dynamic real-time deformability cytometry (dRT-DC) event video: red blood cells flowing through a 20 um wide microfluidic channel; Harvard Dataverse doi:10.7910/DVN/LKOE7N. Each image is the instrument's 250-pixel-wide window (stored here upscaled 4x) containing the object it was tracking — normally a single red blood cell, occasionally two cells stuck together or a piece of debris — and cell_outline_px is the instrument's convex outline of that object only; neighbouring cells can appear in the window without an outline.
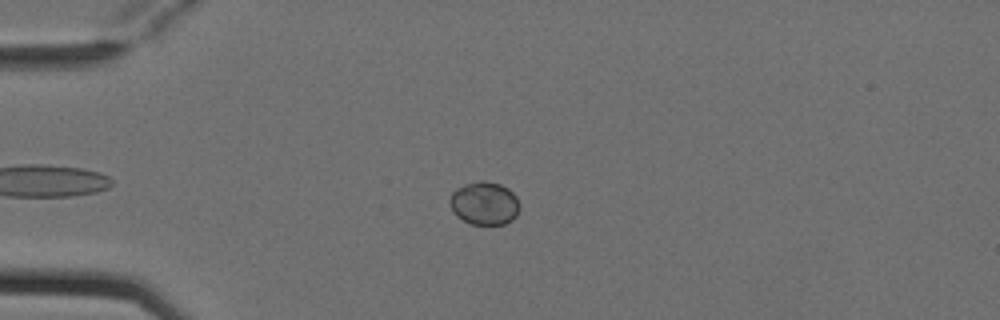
{"species": "Egyptian fruit bat (a non-hibernating species)", "species_latin": "Rousettus aegyptiacus", "temperature_condition": "cold", "stored_images_in_passage": 8, "camera_frame_rate_fps": 3000, "um_per_image_px": 0.085, "animal": {"sex": "female"}, "frame": {"image": 1, "passage_image": 4, "time_ms": 1.0, "image_size_px": [1000, 320], "cell_outline_px": [[520, 208], [516, 216], [512, 220], [504, 224], [472, 224], [456, 216], [452, 212], [448, 200], [452, 192], [456, 188], [464, 184], [480, 180], [484, 180], [500, 184], [508, 188], [516, 196], [520, 204]], "centroid_in_image_um": [41.16, 17.27], "position_along_channel_um": 43.8, "area_um2": 17.8}}
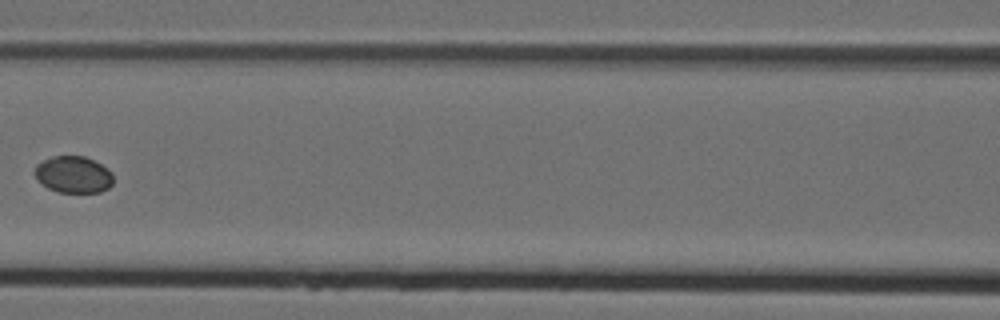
{"frame": {"image": 2, "passage_image": 7, "time_ms": 2.0, "image_size_px": [1000, 320], "cell_outline_px": [[112, 184], [108, 188], [100, 192], [60, 192], [48, 188], [36, 176], [36, 164], [52, 156], [84, 156], [108, 168], [112, 172]], "centroid_in_image_um": [6.27, 14.83], "position_along_channel_um": 160.3, "area_um2": 16.53}}
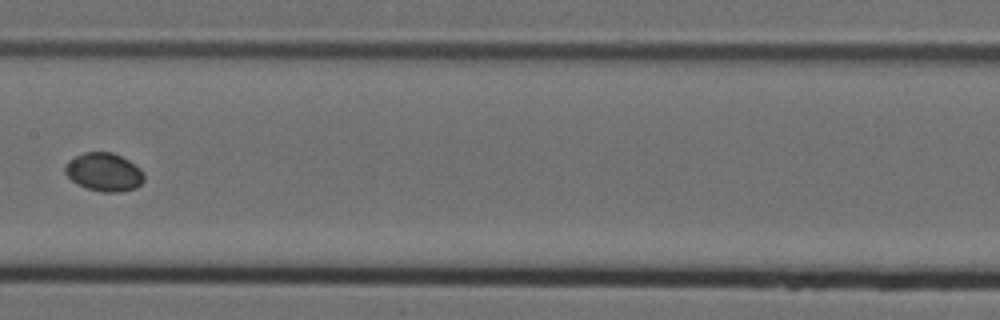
{"frame": {"image": 3, "passage_image": 8, "time_ms": 2.333, "image_size_px": [1000, 320], "cell_outline_px": [[144, 180], [136, 188], [120, 192], [104, 192], [88, 188], [76, 184], [64, 172], [64, 164], [68, 160], [84, 152], [112, 152], [128, 160], [140, 168], [144, 176]], "centroid_in_image_um": [8.82, 14.62], "position_along_channel_um": 198.6, "area_um2": 17.63}}